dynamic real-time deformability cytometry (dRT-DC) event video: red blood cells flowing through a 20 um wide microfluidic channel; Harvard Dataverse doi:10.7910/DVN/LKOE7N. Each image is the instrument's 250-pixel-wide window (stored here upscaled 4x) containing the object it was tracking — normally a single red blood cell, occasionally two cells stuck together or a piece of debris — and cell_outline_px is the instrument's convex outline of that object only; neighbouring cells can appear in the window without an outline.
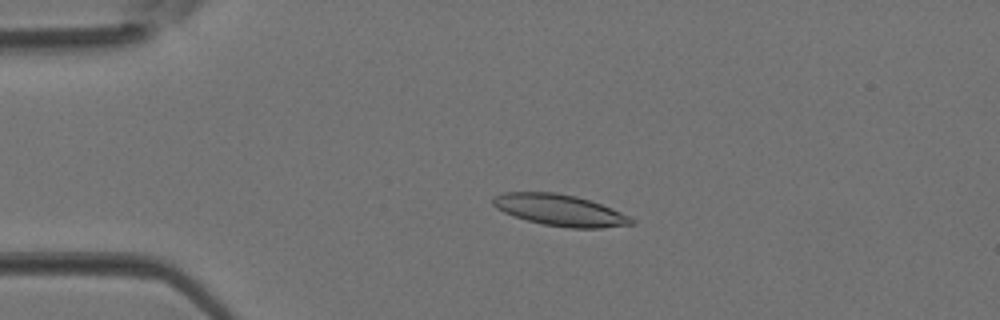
{"species": "Egyptian fruit bat (a non-hibernating species)", "species_latin": "Rousettus aegyptiacus", "temperature_condition": "room temperature", "stored_images_in_passage": 3, "camera_frame_rate_fps": 3000, "um_per_image_px": 0.085, "animal": {"sex": "female"}, "frame": {"image": 1, "passage_image": 2, "time_ms": 0.333, "image_size_px": [1000, 320], "cell_outline_px": [[636, 224], [600, 228], [572, 228], [544, 224], [512, 216], [496, 208], [492, 204], [492, 196], [504, 192], [556, 192], [576, 196], [612, 208], [636, 220]], "centroid_in_image_um": [47.57, 17.86], "position_along_channel_um": 37.4, "area_um2": 25.32}}
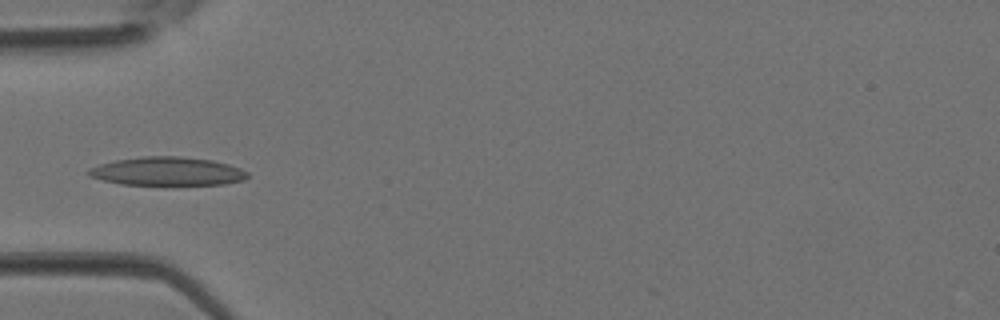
{"frame": {"image": 2, "passage_image": 3, "time_ms": 0.667, "image_size_px": [1000, 320], "cell_outline_px": [[248, 176], [244, 180], [224, 184], [120, 184], [88, 176], [84, 172], [88, 168], [100, 164], [116, 160], [144, 156], [180, 156], [212, 160], [228, 164], [240, 168], [248, 172]], "centroid_in_image_um": [14.2, 14.55], "position_along_channel_um": 70.8, "area_um2": 26.3}}